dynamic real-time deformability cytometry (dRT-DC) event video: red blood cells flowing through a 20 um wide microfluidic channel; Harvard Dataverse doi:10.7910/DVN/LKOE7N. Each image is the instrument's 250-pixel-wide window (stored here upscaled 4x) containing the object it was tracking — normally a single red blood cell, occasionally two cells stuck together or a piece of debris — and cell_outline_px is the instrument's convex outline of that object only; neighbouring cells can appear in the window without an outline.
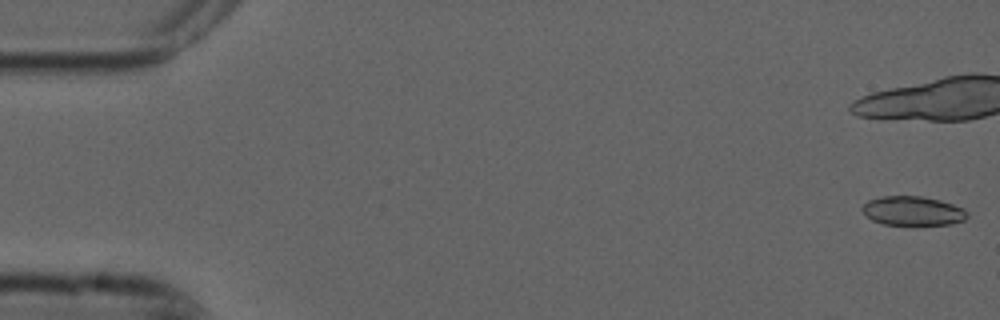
{"species": "common noctule bat (a hibernating species)", "species_latin": "Nyctalus noctula", "temperature_condition": "cold", "stored_images_in_passage": 4, "camera_frame_rate_fps": 3000, "um_per_image_px": 0.085, "animal": {"sex": "male", "forearm_length_mm": 52.5}, "frame": {"image": 1, "passage_image": 1, "time_ms": 0.0, "image_size_px": [1000, 320], "cell_outline_px": [[968, 216], [964, 220], [952, 224], [884, 224], [872, 220], [860, 208], [868, 200], [884, 196], [920, 196], [940, 200], [964, 208], [968, 212]], "centroid_in_image_um": [77.61, 17.92], "position_along_channel_um": 7.4, "area_um2": 17.69}}